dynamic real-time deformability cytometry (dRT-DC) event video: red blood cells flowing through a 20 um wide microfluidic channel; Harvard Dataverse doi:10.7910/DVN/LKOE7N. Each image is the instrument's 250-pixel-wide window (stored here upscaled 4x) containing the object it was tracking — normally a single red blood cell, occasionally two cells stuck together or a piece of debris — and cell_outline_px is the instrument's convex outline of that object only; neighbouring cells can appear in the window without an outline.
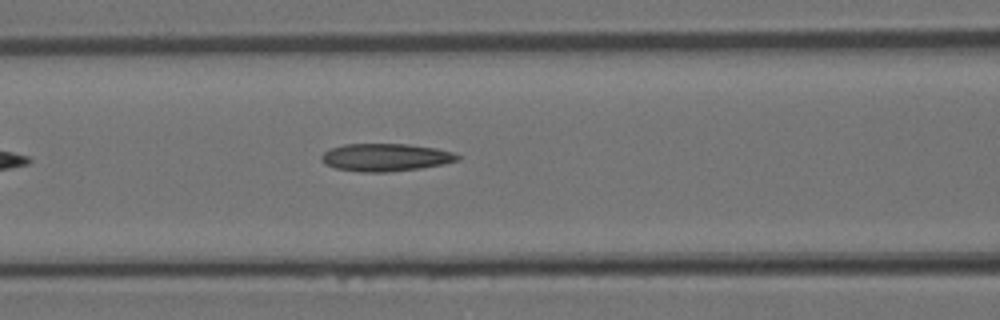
{"species": "Egyptian fruit bat (a non-hibernating species)", "species_latin": "Rousettus aegyptiacus", "temperature_condition": "room temperature", "stored_images_in_passage": 4, "camera_frame_rate_fps": 3000, "um_per_image_px": 0.085, "animal": {"sex": "female"}, "frame": {"image": 1, "passage_image": 4, "time_ms": 1.0, "image_size_px": [1000, 320], "cell_outline_px": [[460, 160], [444, 164], [420, 168], [388, 172], [360, 172], [336, 168], [324, 164], [320, 160], [320, 156], [324, 152], [332, 148], [344, 144], [408, 144], [436, 148], [452, 152], [460, 156]], "centroid_in_image_um": [32.77, 13.38], "position_along_channel_um": 133.8, "area_um2": 22.02}}